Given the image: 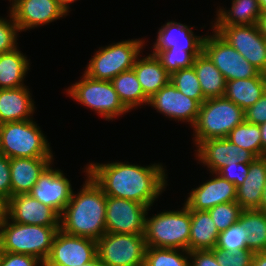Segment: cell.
I'll return each mask as SVG.
<instances>
[{
    "instance_id": "obj_6",
    "label": "cell",
    "mask_w": 266,
    "mask_h": 266,
    "mask_svg": "<svg viewBox=\"0 0 266 266\" xmlns=\"http://www.w3.org/2000/svg\"><path fill=\"white\" fill-rule=\"evenodd\" d=\"M46 136L33 119L0 124V154L12 158H53Z\"/></svg>"
},
{
    "instance_id": "obj_17",
    "label": "cell",
    "mask_w": 266,
    "mask_h": 266,
    "mask_svg": "<svg viewBox=\"0 0 266 266\" xmlns=\"http://www.w3.org/2000/svg\"><path fill=\"white\" fill-rule=\"evenodd\" d=\"M9 9L20 33L68 15L57 0H16Z\"/></svg>"
},
{
    "instance_id": "obj_48",
    "label": "cell",
    "mask_w": 266,
    "mask_h": 266,
    "mask_svg": "<svg viewBox=\"0 0 266 266\" xmlns=\"http://www.w3.org/2000/svg\"><path fill=\"white\" fill-rule=\"evenodd\" d=\"M59 5L65 10V12L68 14L70 12V4L74 3L76 0H57Z\"/></svg>"
},
{
    "instance_id": "obj_53",
    "label": "cell",
    "mask_w": 266,
    "mask_h": 266,
    "mask_svg": "<svg viewBox=\"0 0 266 266\" xmlns=\"http://www.w3.org/2000/svg\"><path fill=\"white\" fill-rule=\"evenodd\" d=\"M16 0H9L10 4L12 5ZM12 2V3H11Z\"/></svg>"
},
{
    "instance_id": "obj_38",
    "label": "cell",
    "mask_w": 266,
    "mask_h": 266,
    "mask_svg": "<svg viewBox=\"0 0 266 266\" xmlns=\"http://www.w3.org/2000/svg\"><path fill=\"white\" fill-rule=\"evenodd\" d=\"M9 19L0 17V54L15 50L17 46L18 25L9 13Z\"/></svg>"
},
{
    "instance_id": "obj_23",
    "label": "cell",
    "mask_w": 266,
    "mask_h": 266,
    "mask_svg": "<svg viewBox=\"0 0 266 266\" xmlns=\"http://www.w3.org/2000/svg\"><path fill=\"white\" fill-rule=\"evenodd\" d=\"M265 184L266 156L257 157L249 164L244 182L237 187L236 202L243 210H259Z\"/></svg>"
},
{
    "instance_id": "obj_25",
    "label": "cell",
    "mask_w": 266,
    "mask_h": 266,
    "mask_svg": "<svg viewBox=\"0 0 266 266\" xmlns=\"http://www.w3.org/2000/svg\"><path fill=\"white\" fill-rule=\"evenodd\" d=\"M191 232L189 251L212 250L216 247L220 232L208 211L190 210Z\"/></svg>"
},
{
    "instance_id": "obj_40",
    "label": "cell",
    "mask_w": 266,
    "mask_h": 266,
    "mask_svg": "<svg viewBox=\"0 0 266 266\" xmlns=\"http://www.w3.org/2000/svg\"><path fill=\"white\" fill-rule=\"evenodd\" d=\"M248 171L249 164L232 163L222 167L217 173L237 188L244 182Z\"/></svg>"
},
{
    "instance_id": "obj_39",
    "label": "cell",
    "mask_w": 266,
    "mask_h": 266,
    "mask_svg": "<svg viewBox=\"0 0 266 266\" xmlns=\"http://www.w3.org/2000/svg\"><path fill=\"white\" fill-rule=\"evenodd\" d=\"M212 251L221 266H252L254 252L251 250L232 252L215 247Z\"/></svg>"
},
{
    "instance_id": "obj_11",
    "label": "cell",
    "mask_w": 266,
    "mask_h": 266,
    "mask_svg": "<svg viewBox=\"0 0 266 266\" xmlns=\"http://www.w3.org/2000/svg\"><path fill=\"white\" fill-rule=\"evenodd\" d=\"M211 29L215 30L261 73L266 74V39L256 24L213 26Z\"/></svg>"
},
{
    "instance_id": "obj_7",
    "label": "cell",
    "mask_w": 266,
    "mask_h": 266,
    "mask_svg": "<svg viewBox=\"0 0 266 266\" xmlns=\"http://www.w3.org/2000/svg\"><path fill=\"white\" fill-rule=\"evenodd\" d=\"M144 45L145 41L139 38L99 47L84 73L96 80L111 81L123 71L133 69Z\"/></svg>"
},
{
    "instance_id": "obj_13",
    "label": "cell",
    "mask_w": 266,
    "mask_h": 266,
    "mask_svg": "<svg viewBox=\"0 0 266 266\" xmlns=\"http://www.w3.org/2000/svg\"><path fill=\"white\" fill-rule=\"evenodd\" d=\"M148 206L139 202L107 197L106 232L144 235Z\"/></svg>"
},
{
    "instance_id": "obj_49",
    "label": "cell",
    "mask_w": 266,
    "mask_h": 266,
    "mask_svg": "<svg viewBox=\"0 0 266 266\" xmlns=\"http://www.w3.org/2000/svg\"><path fill=\"white\" fill-rule=\"evenodd\" d=\"M6 216V201L0 197V223Z\"/></svg>"
},
{
    "instance_id": "obj_46",
    "label": "cell",
    "mask_w": 266,
    "mask_h": 266,
    "mask_svg": "<svg viewBox=\"0 0 266 266\" xmlns=\"http://www.w3.org/2000/svg\"><path fill=\"white\" fill-rule=\"evenodd\" d=\"M256 25L262 36L266 39V11L261 12Z\"/></svg>"
},
{
    "instance_id": "obj_2",
    "label": "cell",
    "mask_w": 266,
    "mask_h": 266,
    "mask_svg": "<svg viewBox=\"0 0 266 266\" xmlns=\"http://www.w3.org/2000/svg\"><path fill=\"white\" fill-rule=\"evenodd\" d=\"M78 193L73 192L69 203L60 216V230L64 233L97 241L106 233L107 197L87 174Z\"/></svg>"
},
{
    "instance_id": "obj_36",
    "label": "cell",
    "mask_w": 266,
    "mask_h": 266,
    "mask_svg": "<svg viewBox=\"0 0 266 266\" xmlns=\"http://www.w3.org/2000/svg\"><path fill=\"white\" fill-rule=\"evenodd\" d=\"M151 54L156 55L170 75L180 69L192 67L195 60V57L185 50L166 49L153 51Z\"/></svg>"
},
{
    "instance_id": "obj_26",
    "label": "cell",
    "mask_w": 266,
    "mask_h": 266,
    "mask_svg": "<svg viewBox=\"0 0 266 266\" xmlns=\"http://www.w3.org/2000/svg\"><path fill=\"white\" fill-rule=\"evenodd\" d=\"M266 92V76L226 81L224 97L244 111Z\"/></svg>"
},
{
    "instance_id": "obj_41",
    "label": "cell",
    "mask_w": 266,
    "mask_h": 266,
    "mask_svg": "<svg viewBox=\"0 0 266 266\" xmlns=\"http://www.w3.org/2000/svg\"><path fill=\"white\" fill-rule=\"evenodd\" d=\"M0 266H44V263L31 255L0 252Z\"/></svg>"
},
{
    "instance_id": "obj_18",
    "label": "cell",
    "mask_w": 266,
    "mask_h": 266,
    "mask_svg": "<svg viewBox=\"0 0 266 266\" xmlns=\"http://www.w3.org/2000/svg\"><path fill=\"white\" fill-rule=\"evenodd\" d=\"M6 216L20 224L60 226V216L30 194L12 196L6 202Z\"/></svg>"
},
{
    "instance_id": "obj_16",
    "label": "cell",
    "mask_w": 266,
    "mask_h": 266,
    "mask_svg": "<svg viewBox=\"0 0 266 266\" xmlns=\"http://www.w3.org/2000/svg\"><path fill=\"white\" fill-rule=\"evenodd\" d=\"M148 105L170 119L189 122L191 127L196 123L201 106L177 90L171 81L149 99Z\"/></svg>"
},
{
    "instance_id": "obj_35",
    "label": "cell",
    "mask_w": 266,
    "mask_h": 266,
    "mask_svg": "<svg viewBox=\"0 0 266 266\" xmlns=\"http://www.w3.org/2000/svg\"><path fill=\"white\" fill-rule=\"evenodd\" d=\"M207 211L216 225L217 230L222 232L239 221L243 209L236 201H233L218 204Z\"/></svg>"
},
{
    "instance_id": "obj_51",
    "label": "cell",
    "mask_w": 266,
    "mask_h": 266,
    "mask_svg": "<svg viewBox=\"0 0 266 266\" xmlns=\"http://www.w3.org/2000/svg\"><path fill=\"white\" fill-rule=\"evenodd\" d=\"M83 266H105V265L101 262L100 258L97 256L91 262L86 263Z\"/></svg>"
},
{
    "instance_id": "obj_24",
    "label": "cell",
    "mask_w": 266,
    "mask_h": 266,
    "mask_svg": "<svg viewBox=\"0 0 266 266\" xmlns=\"http://www.w3.org/2000/svg\"><path fill=\"white\" fill-rule=\"evenodd\" d=\"M136 59L133 70L144 94L150 99L170 82L171 75L162 66L156 55L148 54ZM140 58V59H139Z\"/></svg>"
},
{
    "instance_id": "obj_43",
    "label": "cell",
    "mask_w": 266,
    "mask_h": 266,
    "mask_svg": "<svg viewBox=\"0 0 266 266\" xmlns=\"http://www.w3.org/2000/svg\"><path fill=\"white\" fill-rule=\"evenodd\" d=\"M0 197L6 202L11 198L10 158L0 154Z\"/></svg>"
},
{
    "instance_id": "obj_14",
    "label": "cell",
    "mask_w": 266,
    "mask_h": 266,
    "mask_svg": "<svg viewBox=\"0 0 266 266\" xmlns=\"http://www.w3.org/2000/svg\"><path fill=\"white\" fill-rule=\"evenodd\" d=\"M72 193L70 180L65 177L63 171L53 169L50 164L39 176L28 194L61 216Z\"/></svg>"
},
{
    "instance_id": "obj_31",
    "label": "cell",
    "mask_w": 266,
    "mask_h": 266,
    "mask_svg": "<svg viewBox=\"0 0 266 266\" xmlns=\"http://www.w3.org/2000/svg\"><path fill=\"white\" fill-rule=\"evenodd\" d=\"M238 222L246 230L247 249L266 251V214L258 209L243 210Z\"/></svg>"
},
{
    "instance_id": "obj_5",
    "label": "cell",
    "mask_w": 266,
    "mask_h": 266,
    "mask_svg": "<svg viewBox=\"0 0 266 266\" xmlns=\"http://www.w3.org/2000/svg\"><path fill=\"white\" fill-rule=\"evenodd\" d=\"M245 121L244 110L225 97L206 99L200 106L195 125L194 144L208 139L226 138L231 130Z\"/></svg>"
},
{
    "instance_id": "obj_52",
    "label": "cell",
    "mask_w": 266,
    "mask_h": 266,
    "mask_svg": "<svg viewBox=\"0 0 266 266\" xmlns=\"http://www.w3.org/2000/svg\"><path fill=\"white\" fill-rule=\"evenodd\" d=\"M258 1H259L261 12H265L266 11V0H258Z\"/></svg>"
},
{
    "instance_id": "obj_47",
    "label": "cell",
    "mask_w": 266,
    "mask_h": 266,
    "mask_svg": "<svg viewBox=\"0 0 266 266\" xmlns=\"http://www.w3.org/2000/svg\"><path fill=\"white\" fill-rule=\"evenodd\" d=\"M261 130L262 157L266 156V122L259 125Z\"/></svg>"
},
{
    "instance_id": "obj_33",
    "label": "cell",
    "mask_w": 266,
    "mask_h": 266,
    "mask_svg": "<svg viewBox=\"0 0 266 266\" xmlns=\"http://www.w3.org/2000/svg\"><path fill=\"white\" fill-rule=\"evenodd\" d=\"M143 266H190L189 251L147 247Z\"/></svg>"
},
{
    "instance_id": "obj_4",
    "label": "cell",
    "mask_w": 266,
    "mask_h": 266,
    "mask_svg": "<svg viewBox=\"0 0 266 266\" xmlns=\"http://www.w3.org/2000/svg\"><path fill=\"white\" fill-rule=\"evenodd\" d=\"M145 216L144 237L147 247L183 249L189 251L191 232L190 209L183 204L179 210H169L147 217Z\"/></svg>"
},
{
    "instance_id": "obj_9",
    "label": "cell",
    "mask_w": 266,
    "mask_h": 266,
    "mask_svg": "<svg viewBox=\"0 0 266 266\" xmlns=\"http://www.w3.org/2000/svg\"><path fill=\"white\" fill-rule=\"evenodd\" d=\"M146 250L144 235L106 232L97 240V256L105 266H143Z\"/></svg>"
},
{
    "instance_id": "obj_19",
    "label": "cell",
    "mask_w": 266,
    "mask_h": 266,
    "mask_svg": "<svg viewBox=\"0 0 266 266\" xmlns=\"http://www.w3.org/2000/svg\"><path fill=\"white\" fill-rule=\"evenodd\" d=\"M211 174L214 175L212 179L206 180L188 193L189 196L184 204L190 210L207 211L218 204L236 201L237 188L235 185L218 173Z\"/></svg>"
},
{
    "instance_id": "obj_32",
    "label": "cell",
    "mask_w": 266,
    "mask_h": 266,
    "mask_svg": "<svg viewBox=\"0 0 266 266\" xmlns=\"http://www.w3.org/2000/svg\"><path fill=\"white\" fill-rule=\"evenodd\" d=\"M226 138L233 144L250 151L256 158L262 157L261 130L259 125L244 121L235 126Z\"/></svg>"
},
{
    "instance_id": "obj_44",
    "label": "cell",
    "mask_w": 266,
    "mask_h": 266,
    "mask_svg": "<svg viewBox=\"0 0 266 266\" xmlns=\"http://www.w3.org/2000/svg\"><path fill=\"white\" fill-rule=\"evenodd\" d=\"M190 266H221L212 250L189 251Z\"/></svg>"
},
{
    "instance_id": "obj_50",
    "label": "cell",
    "mask_w": 266,
    "mask_h": 266,
    "mask_svg": "<svg viewBox=\"0 0 266 266\" xmlns=\"http://www.w3.org/2000/svg\"><path fill=\"white\" fill-rule=\"evenodd\" d=\"M259 210L266 214V184L265 187L263 188L262 199L259 206Z\"/></svg>"
},
{
    "instance_id": "obj_1",
    "label": "cell",
    "mask_w": 266,
    "mask_h": 266,
    "mask_svg": "<svg viewBox=\"0 0 266 266\" xmlns=\"http://www.w3.org/2000/svg\"><path fill=\"white\" fill-rule=\"evenodd\" d=\"M166 173L162 163L148 166L117 161L87 164V174L106 197L139 202L149 208L168 185Z\"/></svg>"
},
{
    "instance_id": "obj_8",
    "label": "cell",
    "mask_w": 266,
    "mask_h": 266,
    "mask_svg": "<svg viewBox=\"0 0 266 266\" xmlns=\"http://www.w3.org/2000/svg\"><path fill=\"white\" fill-rule=\"evenodd\" d=\"M66 92L69 97L94 110L107 121L130 112L121 102L111 81L96 80L84 73L79 82L68 87Z\"/></svg>"
},
{
    "instance_id": "obj_22",
    "label": "cell",
    "mask_w": 266,
    "mask_h": 266,
    "mask_svg": "<svg viewBox=\"0 0 266 266\" xmlns=\"http://www.w3.org/2000/svg\"><path fill=\"white\" fill-rule=\"evenodd\" d=\"M29 89H0V124L33 119L36 108Z\"/></svg>"
},
{
    "instance_id": "obj_15",
    "label": "cell",
    "mask_w": 266,
    "mask_h": 266,
    "mask_svg": "<svg viewBox=\"0 0 266 266\" xmlns=\"http://www.w3.org/2000/svg\"><path fill=\"white\" fill-rule=\"evenodd\" d=\"M195 150L196 159L207 166L210 173H217L232 163L250 164L256 157L248 150L230 142L227 138L202 141Z\"/></svg>"
},
{
    "instance_id": "obj_27",
    "label": "cell",
    "mask_w": 266,
    "mask_h": 266,
    "mask_svg": "<svg viewBox=\"0 0 266 266\" xmlns=\"http://www.w3.org/2000/svg\"><path fill=\"white\" fill-rule=\"evenodd\" d=\"M18 47L10 52L0 54V89H15L24 84L29 71V62L26 55Z\"/></svg>"
},
{
    "instance_id": "obj_45",
    "label": "cell",
    "mask_w": 266,
    "mask_h": 266,
    "mask_svg": "<svg viewBox=\"0 0 266 266\" xmlns=\"http://www.w3.org/2000/svg\"><path fill=\"white\" fill-rule=\"evenodd\" d=\"M252 266H266V251L254 253Z\"/></svg>"
},
{
    "instance_id": "obj_42",
    "label": "cell",
    "mask_w": 266,
    "mask_h": 266,
    "mask_svg": "<svg viewBox=\"0 0 266 266\" xmlns=\"http://www.w3.org/2000/svg\"><path fill=\"white\" fill-rule=\"evenodd\" d=\"M244 113L245 121L248 123L261 125L266 122V92Z\"/></svg>"
},
{
    "instance_id": "obj_29",
    "label": "cell",
    "mask_w": 266,
    "mask_h": 266,
    "mask_svg": "<svg viewBox=\"0 0 266 266\" xmlns=\"http://www.w3.org/2000/svg\"><path fill=\"white\" fill-rule=\"evenodd\" d=\"M229 10L219 7L213 26L257 24L261 9L258 0H232Z\"/></svg>"
},
{
    "instance_id": "obj_20",
    "label": "cell",
    "mask_w": 266,
    "mask_h": 266,
    "mask_svg": "<svg viewBox=\"0 0 266 266\" xmlns=\"http://www.w3.org/2000/svg\"><path fill=\"white\" fill-rule=\"evenodd\" d=\"M188 25L180 22L168 21L157 32V39L153 51L166 49L185 50L195 58L203 52L205 36H197Z\"/></svg>"
},
{
    "instance_id": "obj_3",
    "label": "cell",
    "mask_w": 266,
    "mask_h": 266,
    "mask_svg": "<svg viewBox=\"0 0 266 266\" xmlns=\"http://www.w3.org/2000/svg\"><path fill=\"white\" fill-rule=\"evenodd\" d=\"M60 226L20 224L7 216L0 223V252L31 255L43 263Z\"/></svg>"
},
{
    "instance_id": "obj_21",
    "label": "cell",
    "mask_w": 266,
    "mask_h": 266,
    "mask_svg": "<svg viewBox=\"0 0 266 266\" xmlns=\"http://www.w3.org/2000/svg\"><path fill=\"white\" fill-rule=\"evenodd\" d=\"M53 160V158L10 159L11 197L28 194L42 172L53 164Z\"/></svg>"
},
{
    "instance_id": "obj_30",
    "label": "cell",
    "mask_w": 266,
    "mask_h": 266,
    "mask_svg": "<svg viewBox=\"0 0 266 266\" xmlns=\"http://www.w3.org/2000/svg\"><path fill=\"white\" fill-rule=\"evenodd\" d=\"M121 102L128 110L148 105L149 98L144 94L133 69L123 71L111 80ZM145 103V104H144Z\"/></svg>"
},
{
    "instance_id": "obj_34",
    "label": "cell",
    "mask_w": 266,
    "mask_h": 266,
    "mask_svg": "<svg viewBox=\"0 0 266 266\" xmlns=\"http://www.w3.org/2000/svg\"><path fill=\"white\" fill-rule=\"evenodd\" d=\"M170 81L184 95L197 100L202 104L206 99L203 96L194 67L180 69L171 74Z\"/></svg>"
},
{
    "instance_id": "obj_12",
    "label": "cell",
    "mask_w": 266,
    "mask_h": 266,
    "mask_svg": "<svg viewBox=\"0 0 266 266\" xmlns=\"http://www.w3.org/2000/svg\"><path fill=\"white\" fill-rule=\"evenodd\" d=\"M97 241L58 230L44 266H83L97 257Z\"/></svg>"
},
{
    "instance_id": "obj_28",
    "label": "cell",
    "mask_w": 266,
    "mask_h": 266,
    "mask_svg": "<svg viewBox=\"0 0 266 266\" xmlns=\"http://www.w3.org/2000/svg\"><path fill=\"white\" fill-rule=\"evenodd\" d=\"M192 66L205 99L224 97L226 79L204 52L195 58Z\"/></svg>"
},
{
    "instance_id": "obj_10",
    "label": "cell",
    "mask_w": 266,
    "mask_h": 266,
    "mask_svg": "<svg viewBox=\"0 0 266 266\" xmlns=\"http://www.w3.org/2000/svg\"><path fill=\"white\" fill-rule=\"evenodd\" d=\"M206 35L203 52L211 59L226 81L266 76L249 63L235 48L226 42L215 30Z\"/></svg>"
},
{
    "instance_id": "obj_37",
    "label": "cell",
    "mask_w": 266,
    "mask_h": 266,
    "mask_svg": "<svg viewBox=\"0 0 266 266\" xmlns=\"http://www.w3.org/2000/svg\"><path fill=\"white\" fill-rule=\"evenodd\" d=\"M216 248L224 251L247 250V233L239 222L220 232Z\"/></svg>"
}]
</instances>
